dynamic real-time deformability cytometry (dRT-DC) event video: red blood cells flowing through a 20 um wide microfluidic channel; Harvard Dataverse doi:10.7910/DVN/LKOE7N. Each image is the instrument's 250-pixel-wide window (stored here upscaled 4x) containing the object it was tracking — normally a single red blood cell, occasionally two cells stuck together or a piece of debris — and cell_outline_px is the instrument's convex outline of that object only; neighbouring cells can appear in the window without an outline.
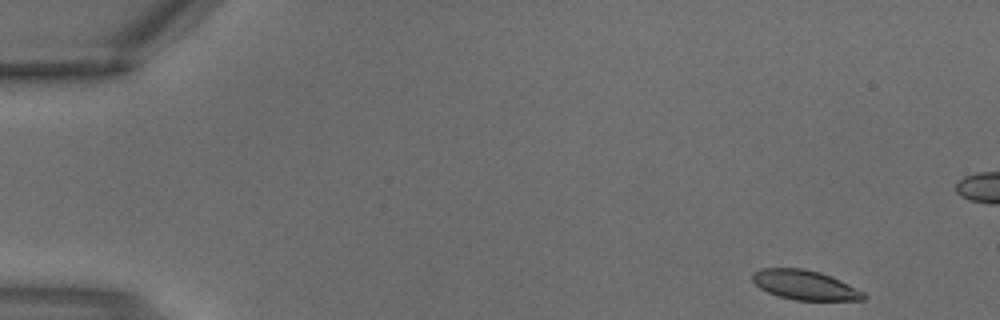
{"species": "common noctule bat (a hibernating species)", "species_latin": "Nyctalus noctula", "temperature_condition": "warm", "stored_images_in_passage": 4, "camera_frame_rate_fps": 3000, "um_per_image_px": 0.085, "animal": {"sex": "male", "body_mass_g": 18.8}, "frame": {"image": 1, "passage_image": 1, "time_ms": 0.0, "image_size_px": [1000, 320], "cell_outline_px": [[868, 296], [864, 300], [796, 300], [776, 296], [760, 288], [752, 280], [752, 272], [760, 268], [804, 268], [820, 272], [832, 276], [864, 292]], "centroid_in_image_um": [68.41, 24.22], "position_along_channel_um": 16.6, "area_um2": 19.31}}
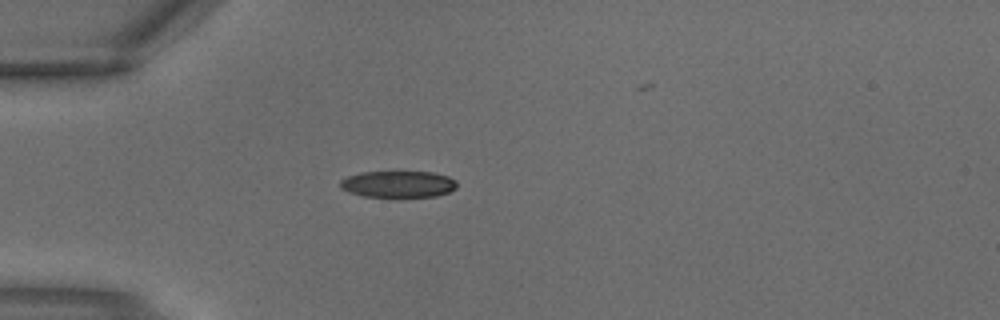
{"frame": {"image": 2, "passage_image": 4, "time_ms": 1.0, "image_size_px": [1000, 320], "cell_outline_px": [[456, 188], [448, 192], [436, 196], [364, 196], [348, 192], [340, 188], [340, 180], [348, 176], [360, 172], [432, 172], [448, 176], [456, 180]], "centroid_in_image_um": [33.83, 15.64], "position_along_channel_um": 51.2, "area_um2": 17.92}}